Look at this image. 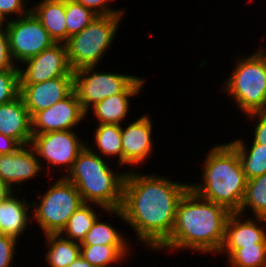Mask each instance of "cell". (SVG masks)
Listing matches in <instances>:
<instances>
[{"label": "cell", "mask_w": 266, "mask_h": 267, "mask_svg": "<svg viewBox=\"0 0 266 267\" xmlns=\"http://www.w3.org/2000/svg\"><path fill=\"white\" fill-rule=\"evenodd\" d=\"M188 183L155 175L126 172L123 201L119 209H107L134 229L139 241L156 250L171 234L180 199Z\"/></svg>", "instance_id": "obj_1"}, {"label": "cell", "mask_w": 266, "mask_h": 267, "mask_svg": "<svg viewBox=\"0 0 266 267\" xmlns=\"http://www.w3.org/2000/svg\"><path fill=\"white\" fill-rule=\"evenodd\" d=\"M230 214L226 207L200 197L189 188L178 203L170 236L155 251L187 248L193 252L218 253Z\"/></svg>", "instance_id": "obj_2"}, {"label": "cell", "mask_w": 266, "mask_h": 267, "mask_svg": "<svg viewBox=\"0 0 266 267\" xmlns=\"http://www.w3.org/2000/svg\"><path fill=\"white\" fill-rule=\"evenodd\" d=\"M203 163V183L190 184V188L231 213L238 212L247 179L237 151L229 143L218 144L209 151Z\"/></svg>", "instance_id": "obj_3"}, {"label": "cell", "mask_w": 266, "mask_h": 267, "mask_svg": "<svg viewBox=\"0 0 266 267\" xmlns=\"http://www.w3.org/2000/svg\"><path fill=\"white\" fill-rule=\"evenodd\" d=\"M88 145L80 152L71 170L63 175L80 193L83 203H93L106 211L119 209L123 201L125 173L112 171L102 156Z\"/></svg>", "instance_id": "obj_4"}, {"label": "cell", "mask_w": 266, "mask_h": 267, "mask_svg": "<svg viewBox=\"0 0 266 267\" xmlns=\"http://www.w3.org/2000/svg\"><path fill=\"white\" fill-rule=\"evenodd\" d=\"M232 74L224 83V92L231 95L243 113L266 109V53L260 48L250 56L239 58Z\"/></svg>", "instance_id": "obj_5"}, {"label": "cell", "mask_w": 266, "mask_h": 267, "mask_svg": "<svg viewBox=\"0 0 266 267\" xmlns=\"http://www.w3.org/2000/svg\"><path fill=\"white\" fill-rule=\"evenodd\" d=\"M123 14L98 16L81 32L65 43L68 61L73 71L97 66L112 45Z\"/></svg>", "instance_id": "obj_6"}, {"label": "cell", "mask_w": 266, "mask_h": 267, "mask_svg": "<svg viewBox=\"0 0 266 267\" xmlns=\"http://www.w3.org/2000/svg\"><path fill=\"white\" fill-rule=\"evenodd\" d=\"M39 201L40 204L32 202L34 209L31 210L44 235L59 234L69 217L83 203L77 188L63 176L54 182Z\"/></svg>", "instance_id": "obj_7"}, {"label": "cell", "mask_w": 266, "mask_h": 267, "mask_svg": "<svg viewBox=\"0 0 266 267\" xmlns=\"http://www.w3.org/2000/svg\"><path fill=\"white\" fill-rule=\"evenodd\" d=\"M96 66L74 71V92L83 111L115 94L122 93L138 76L94 71Z\"/></svg>", "instance_id": "obj_8"}, {"label": "cell", "mask_w": 266, "mask_h": 267, "mask_svg": "<svg viewBox=\"0 0 266 267\" xmlns=\"http://www.w3.org/2000/svg\"><path fill=\"white\" fill-rule=\"evenodd\" d=\"M6 24L10 52L15 63L19 61L22 64L55 44L31 11L15 20H9Z\"/></svg>", "instance_id": "obj_9"}, {"label": "cell", "mask_w": 266, "mask_h": 267, "mask_svg": "<svg viewBox=\"0 0 266 267\" xmlns=\"http://www.w3.org/2000/svg\"><path fill=\"white\" fill-rule=\"evenodd\" d=\"M78 134L72 130L51 131L43 134H33L30 145L33 147L38 159L47 161V174L51 172V168L61 166L65 171L69 172L73 166L74 161L80 152L86 147L88 143L80 141ZM43 159V160H42Z\"/></svg>", "instance_id": "obj_10"}, {"label": "cell", "mask_w": 266, "mask_h": 267, "mask_svg": "<svg viewBox=\"0 0 266 267\" xmlns=\"http://www.w3.org/2000/svg\"><path fill=\"white\" fill-rule=\"evenodd\" d=\"M22 64L26 67L24 69L19 67L20 84L41 83L55 77L74 74L64 43H55Z\"/></svg>", "instance_id": "obj_11"}, {"label": "cell", "mask_w": 266, "mask_h": 267, "mask_svg": "<svg viewBox=\"0 0 266 267\" xmlns=\"http://www.w3.org/2000/svg\"><path fill=\"white\" fill-rule=\"evenodd\" d=\"M86 117L80 102L73 91L65 99L48 109L37 112L32 117V134L51 131L75 130L77 124Z\"/></svg>", "instance_id": "obj_12"}, {"label": "cell", "mask_w": 266, "mask_h": 267, "mask_svg": "<svg viewBox=\"0 0 266 267\" xmlns=\"http://www.w3.org/2000/svg\"><path fill=\"white\" fill-rule=\"evenodd\" d=\"M74 91V74L55 77L41 83L20 84L22 97L31 118L48 109Z\"/></svg>", "instance_id": "obj_13"}, {"label": "cell", "mask_w": 266, "mask_h": 267, "mask_svg": "<svg viewBox=\"0 0 266 267\" xmlns=\"http://www.w3.org/2000/svg\"><path fill=\"white\" fill-rule=\"evenodd\" d=\"M242 217L243 215L237 212L229 215L226 222L225 238L219 254L224 252L229 258L238 248L254 243H266V230L262 229L264 226L260 227L259 225V223H265L266 218L256 217V222L250 217L244 221Z\"/></svg>", "instance_id": "obj_14"}, {"label": "cell", "mask_w": 266, "mask_h": 267, "mask_svg": "<svg viewBox=\"0 0 266 267\" xmlns=\"http://www.w3.org/2000/svg\"><path fill=\"white\" fill-rule=\"evenodd\" d=\"M143 115L134 122L122 128L121 140L123 149V165H138L150 156L152 144V120Z\"/></svg>", "instance_id": "obj_15"}, {"label": "cell", "mask_w": 266, "mask_h": 267, "mask_svg": "<svg viewBox=\"0 0 266 267\" xmlns=\"http://www.w3.org/2000/svg\"><path fill=\"white\" fill-rule=\"evenodd\" d=\"M27 147L28 145L21 146L12 154L0 155V180L12 189L15 185L31 180L44 168L33 147Z\"/></svg>", "instance_id": "obj_16"}, {"label": "cell", "mask_w": 266, "mask_h": 267, "mask_svg": "<svg viewBox=\"0 0 266 267\" xmlns=\"http://www.w3.org/2000/svg\"><path fill=\"white\" fill-rule=\"evenodd\" d=\"M0 133L16 139L22 146L30 145L32 118L21 96L0 105Z\"/></svg>", "instance_id": "obj_17"}, {"label": "cell", "mask_w": 266, "mask_h": 267, "mask_svg": "<svg viewBox=\"0 0 266 267\" xmlns=\"http://www.w3.org/2000/svg\"><path fill=\"white\" fill-rule=\"evenodd\" d=\"M144 81V78L137 77L122 93L108 97L91 107L99 120L98 124L121 125L130 109L129 99L142 90Z\"/></svg>", "instance_id": "obj_18"}, {"label": "cell", "mask_w": 266, "mask_h": 267, "mask_svg": "<svg viewBox=\"0 0 266 267\" xmlns=\"http://www.w3.org/2000/svg\"><path fill=\"white\" fill-rule=\"evenodd\" d=\"M30 11L50 34L55 43L67 42L65 0H42Z\"/></svg>", "instance_id": "obj_19"}, {"label": "cell", "mask_w": 266, "mask_h": 267, "mask_svg": "<svg viewBox=\"0 0 266 267\" xmlns=\"http://www.w3.org/2000/svg\"><path fill=\"white\" fill-rule=\"evenodd\" d=\"M32 205L25 199H17L12 194L7 200L0 204V234L11 236L18 240L22 232L26 230L30 216L29 209ZM29 210V211H28ZM29 214V215H28Z\"/></svg>", "instance_id": "obj_20"}, {"label": "cell", "mask_w": 266, "mask_h": 267, "mask_svg": "<svg viewBox=\"0 0 266 267\" xmlns=\"http://www.w3.org/2000/svg\"><path fill=\"white\" fill-rule=\"evenodd\" d=\"M229 144L237 151L247 181L266 173L265 145L253 141L249 148L242 139H236Z\"/></svg>", "instance_id": "obj_21"}, {"label": "cell", "mask_w": 266, "mask_h": 267, "mask_svg": "<svg viewBox=\"0 0 266 267\" xmlns=\"http://www.w3.org/2000/svg\"><path fill=\"white\" fill-rule=\"evenodd\" d=\"M45 259L49 267H68L80 255V244L60 234H47Z\"/></svg>", "instance_id": "obj_22"}, {"label": "cell", "mask_w": 266, "mask_h": 267, "mask_svg": "<svg viewBox=\"0 0 266 267\" xmlns=\"http://www.w3.org/2000/svg\"><path fill=\"white\" fill-rule=\"evenodd\" d=\"M129 250V245H80L81 256L94 267H111L112 263L122 262Z\"/></svg>", "instance_id": "obj_23"}, {"label": "cell", "mask_w": 266, "mask_h": 267, "mask_svg": "<svg viewBox=\"0 0 266 267\" xmlns=\"http://www.w3.org/2000/svg\"><path fill=\"white\" fill-rule=\"evenodd\" d=\"M97 215L98 213H95L91 203H82L69 217L68 222L59 234L64 238L81 244L98 218Z\"/></svg>", "instance_id": "obj_24"}, {"label": "cell", "mask_w": 266, "mask_h": 267, "mask_svg": "<svg viewBox=\"0 0 266 267\" xmlns=\"http://www.w3.org/2000/svg\"><path fill=\"white\" fill-rule=\"evenodd\" d=\"M95 143L100 156H118V164L123 165V149L121 140V125L118 124H99L95 129Z\"/></svg>", "instance_id": "obj_25"}, {"label": "cell", "mask_w": 266, "mask_h": 267, "mask_svg": "<svg viewBox=\"0 0 266 267\" xmlns=\"http://www.w3.org/2000/svg\"><path fill=\"white\" fill-rule=\"evenodd\" d=\"M249 209L255 217L266 218V173L247 181L240 210L243 214Z\"/></svg>", "instance_id": "obj_26"}, {"label": "cell", "mask_w": 266, "mask_h": 267, "mask_svg": "<svg viewBox=\"0 0 266 267\" xmlns=\"http://www.w3.org/2000/svg\"><path fill=\"white\" fill-rule=\"evenodd\" d=\"M98 17L91 9L86 8L76 0H65V18L67 40L72 35L81 32Z\"/></svg>", "instance_id": "obj_27"}, {"label": "cell", "mask_w": 266, "mask_h": 267, "mask_svg": "<svg viewBox=\"0 0 266 267\" xmlns=\"http://www.w3.org/2000/svg\"><path fill=\"white\" fill-rule=\"evenodd\" d=\"M226 260L225 263L231 267H266V243H254L238 248Z\"/></svg>", "instance_id": "obj_28"}, {"label": "cell", "mask_w": 266, "mask_h": 267, "mask_svg": "<svg viewBox=\"0 0 266 267\" xmlns=\"http://www.w3.org/2000/svg\"><path fill=\"white\" fill-rule=\"evenodd\" d=\"M122 234L97 218L80 245H128Z\"/></svg>", "instance_id": "obj_29"}, {"label": "cell", "mask_w": 266, "mask_h": 267, "mask_svg": "<svg viewBox=\"0 0 266 267\" xmlns=\"http://www.w3.org/2000/svg\"><path fill=\"white\" fill-rule=\"evenodd\" d=\"M20 96V72H0V105Z\"/></svg>", "instance_id": "obj_30"}, {"label": "cell", "mask_w": 266, "mask_h": 267, "mask_svg": "<svg viewBox=\"0 0 266 267\" xmlns=\"http://www.w3.org/2000/svg\"><path fill=\"white\" fill-rule=\"evenodd\" d=\"M19 71V66L14 63L10 52L9 38L6 27L0 28V72Z\"/></svg>", "instance_id": "obj_31"}, {"label": "cell", "mask_w": 266, "mask_h": 267, "mask_svg": "<svg viewBox=\"0 0 266 267\" xmlns=\"http://www.w3.org/2000/svg\"><path fill=\"white\" fill-rule=\"evenodd\" d=\"M28 0H0V15L8 22V15L16 14L17 18L30 12V8L25 9Z\"/></svg>", "instance_id": "obj_32"}, {"label": "cell", "mask_w": 266, "mask_h": 267, "mask_svg": "<svg viewBox=\"0 0 266 267\" xmlns=\"http://www.w3.org/2000/svg\"><path fill=\"white\" fill-rule=\"evenodd\" d=\"M17 240L11 236L0 234V267H11Z\"/></svg>", "instance_id": "obj_33"}, {"label": "cell", "mask_w": 266, "mask_h": 267, "mask_svg": "<svg viewBox=\"0 0 266 267\" xmlns=\"http://www.w3.org/2000/svg\"><path fill=\"white\" fill-rule=\"evenodd\" d=\"M77 2L83 4L86 8L91 9L98 16H108L114 14H124L123 9H113L111 5L108 4L112 0H76Z\"/></svg>", "instance_id": "obj_34"}, {"label": "cell", "mask_w": 266, "mask_h": 267, "mask_svg": "<svg viewBox=\"0 0 266 267\" xmlns=\"http://www.w3.org/2000/svg\"><path fill=\"white\" fill-rule=\"evenodd\" d=\"M249 119H258L256 120V126L254 132V139L253 141L258 144H263L266 146V109L256 111L250 114H247Z\"/></svg>", "instance_id": "obj_35"}, {"label": "cell", "mask_w": 266, "mask_h": 267, "mask_svg": "<svg viewBox=\"0 0 266 267\" xmlns=\"http://www.w3.org/2000/svg\"><path fill=\"white\" fill-rule=\"evenodd\" d=\"M22 145L14 138L0 133V155L12 154Z\"/></svg>", "instance_id": "obj_36"}, {"label": "cell", "mask_w": 266, "mask_h": 267, "mask_svg": "<svg viewBox=\"0 0 266 267\" xmlns=\"http://www.w3.org/2000/svg\"><path fill=\"white\" fill-rule=\"evenodd\" d=\"M12 189L8 184L0 180V204L7 200L13 193L15 194V190Z\"/></svg>", "instance_id": "obj_37"}, {"label": "cell", "mask_w": 266, "mask_h": 267, "mask_svg": "<svg viewBox=\"0 0 266 267\" xmlns=\"http://www.w3.org/2000/svg\"><path fill=\"white\" fill-rule=\"evenodd\" d=\"M68 267H94L86 261L81 254Z\"/></svg>", "instance_id": "obj_38"}, {"label": "cell", "mask_w": 266, "mask_h": 267, "mask_svg": "<svg viewBox=\"0 0 266 267\" xmlns=\"http://www.w3.org/2000/svg\"><path fill=\"white\" fill-rule=\"evenodd\" d=\"M4 22H6V21L0 15V28L4 27V25H5Z\"/></svg>", "instance_id": "obj_39"}]
</instances>
